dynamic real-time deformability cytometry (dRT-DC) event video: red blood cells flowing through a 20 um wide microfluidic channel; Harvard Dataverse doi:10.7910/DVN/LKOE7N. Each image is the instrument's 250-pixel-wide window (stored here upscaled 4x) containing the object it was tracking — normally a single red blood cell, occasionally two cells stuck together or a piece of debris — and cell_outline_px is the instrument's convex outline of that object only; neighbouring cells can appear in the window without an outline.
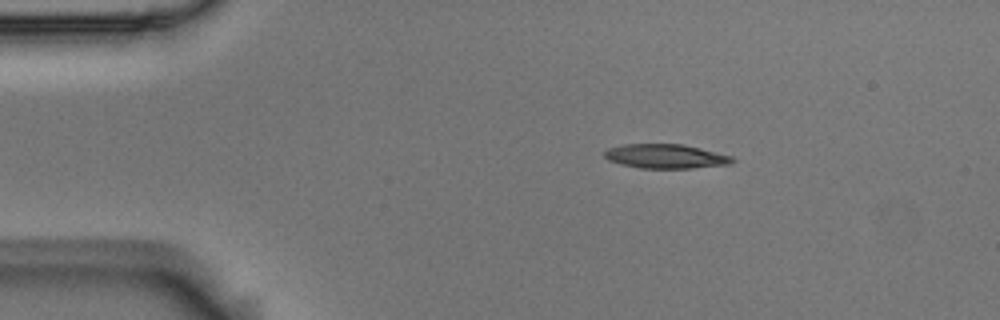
{"species": "Egyptian fruit bat (a non-hibernating species)", "species_latin": "Rousettus aegyptiacus", "temperature_condition": "room temperature", "stored_images_in_passage": 47, "camera_frame_rate_fps": 3000, "um_per_image_px": 0.085, "animal": {"sex": "male"}, "frame": {"image": 1, "passage_image": 1, "time_ms": 0.0, "image_size_px": [1000, 320], "cell_outline_px": [[736, 160], [732, 164], [692, 168], [640, 168], [620, 164], [608, 160], [604, 156], [604, 152], [608, 148], [624, 144], [684, 144], [732, 156]], "centroid_in_image_um": [56.59, 13.28], "position_along_channel_um": 28.4, "area_um2": 18.15}}
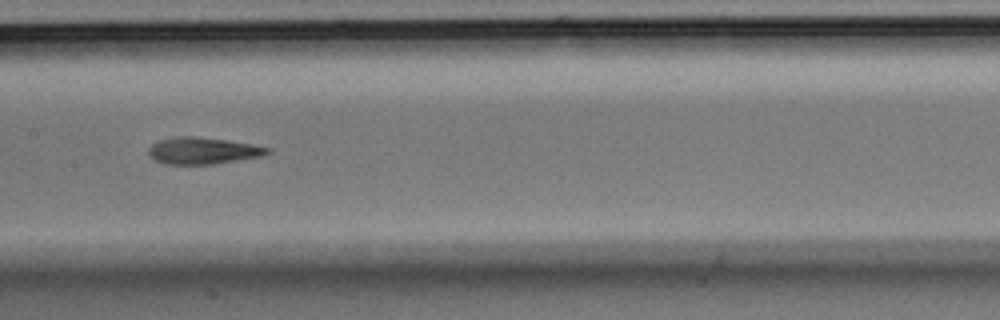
{"frame": {"image": 2, "passage_image": 19, "time_ms": 6.0, "image_size_px": [1000, 320], "cell_outline_px": [[272, 152], [264, 156], [212, 164], [164, 164], [148, 156], [148, 148], [152, 144], [160, 140], [184, 136], [192, 136], [224, 140], [252, 144], [272, 148]], "centroid_in_image_um": [17.27, 12.82], "position_along_channel_um": 190.1, "area_um2": 18.44}}
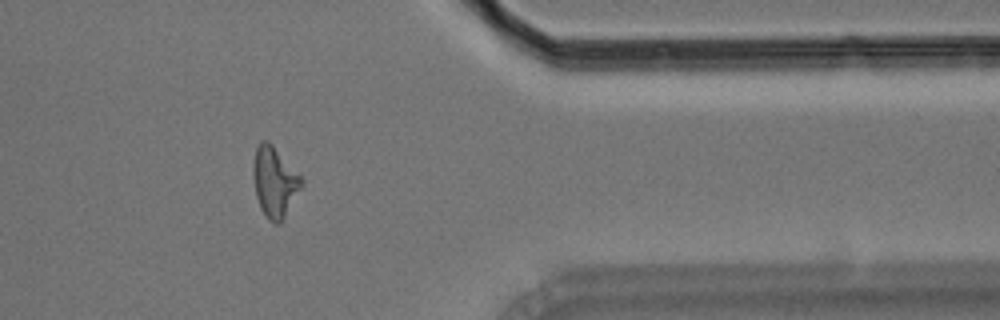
{"frame": {"image": 3, "passage_image": 37, "time_ms": 12.0, "image_size_px": [1000, 320], "cell_outline_px": [[304, 184], [280, 224], [276, 224], [268, 220], [260, 208], [256, 196], [252, 172], [252, 164], [256, 148], [260, 140], [268, 140], [272, 144], [304, 180]], "centroid_in_image_um": [23.33, 15.46], "position_along_channel_um": 388.1, "area_um2": 19.88}, "authors_computed_cell_mechanics": {"area_um2": 18.6694, "velocity_mm_per_s": 3.5905, "shape_relaxation_time_tau1_ms": null, "shape_relaxation_time_tau2_ms": 3.8217, "deformation_change_tau1": null, "deformation_change_tau2": 0.1328}}